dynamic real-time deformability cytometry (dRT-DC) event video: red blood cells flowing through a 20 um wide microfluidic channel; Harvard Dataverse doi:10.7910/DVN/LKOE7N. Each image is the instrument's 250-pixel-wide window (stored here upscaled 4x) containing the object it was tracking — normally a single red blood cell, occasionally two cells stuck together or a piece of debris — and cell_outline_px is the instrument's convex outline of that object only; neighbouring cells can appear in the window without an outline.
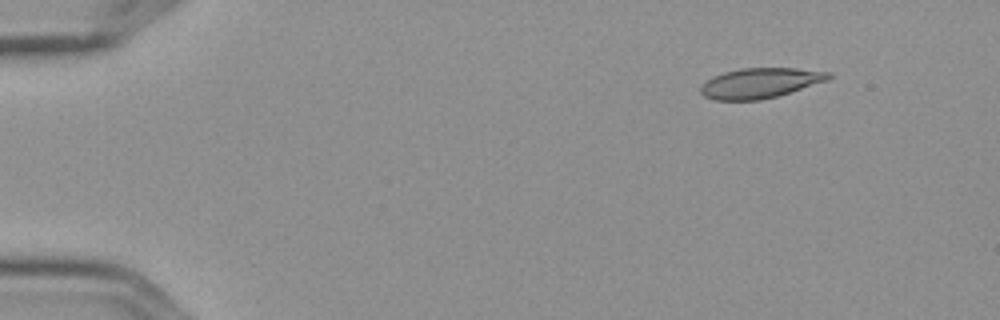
{"species": "Egyptian fruit bat (a non-hibernating species)", "species_latin": "Rousettus aegyptiacus", "temperature_condition": "cold", "stored_images_in_passage": 4, "camera_frame_rate_fps": 3000, "um_per_image_px": 0.085, "frame": {"image": 1, "passage_image": 1, "time_ms": 0.0, "image_size_px": [1000, 320], "cell_outline_px": [[832, 76], [828, 80], [776, 96], [760, 100], [716, 100], [704, 96], [700, 92], [700, 84], [712, 76], [724, 72], [740, 68], [796, 68], [832, 72]], "centroid_in_image_um": [64.58, 7.05], "position_along_channel_um": 20.4, "area_um2": 22.48}}
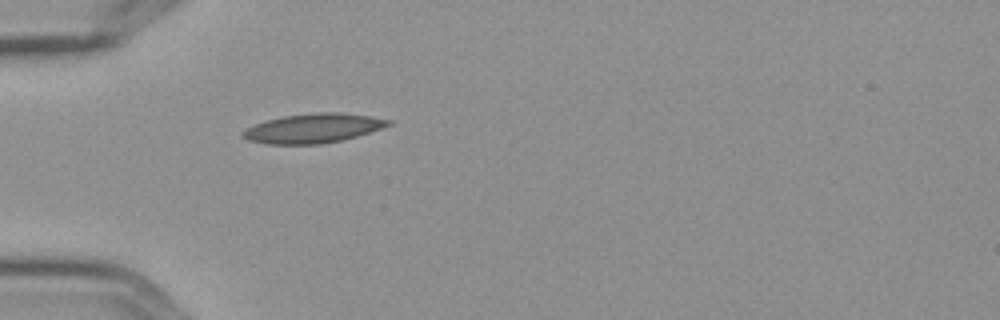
{"frame": {"image": 2, "passage_image": 4, "time_ms": 1.0, "image_size_px": [1000, 320], "cell_outline_px": [[392, 124], [356, 136], [340, 140], [320, 144], [268, 144], [248, 140], [240, 136], [240, 132], [244, 128], [268, 120], [284, 116], [316, 112], [340, 112], [372, 116], [392, 120]], "centroid_in_image_um": [26.58, 10.9], "position_along_channel_um": 58.4, "area_um2": 24.8}}